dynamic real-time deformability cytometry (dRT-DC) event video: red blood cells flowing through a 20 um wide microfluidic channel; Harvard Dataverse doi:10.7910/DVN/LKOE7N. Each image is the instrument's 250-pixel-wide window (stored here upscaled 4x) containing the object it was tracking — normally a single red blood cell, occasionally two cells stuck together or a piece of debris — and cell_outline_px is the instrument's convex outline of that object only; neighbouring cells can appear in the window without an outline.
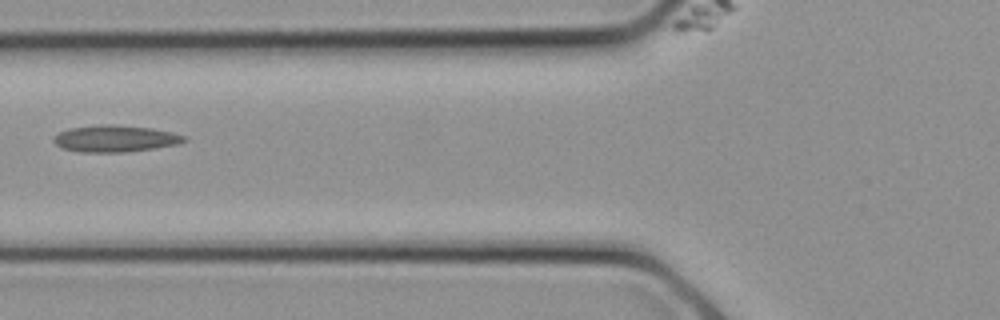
{"species": "common noctule bat (a hibernating species)", "species_latin": "Nyctalus noctula", "temperature_condition": "cold", "stored_images_in_passage": 14, "camera_frame_rate_fps": 3000, "um_per_image_px": 0.085, "animal": {"sex": "female", "body_mass_g": 21.9}, "frame": {"image": 1, "passage_image": 10, "time_ms": 3.0, "image_size_px": [1000, 320], "cell_outline_px": [[188, 140], [180, 144], [124, 152], [80, 152], [60, 148], [52, 140], [60, 132], [68, 128], [100, 124], [112, 124], [152, 128], [172, 132], [188, 136]], "centroid_in_image_um": [9.81, 11.77], "position_along_channel_um": 116.0, "area_um2": 20.46}}
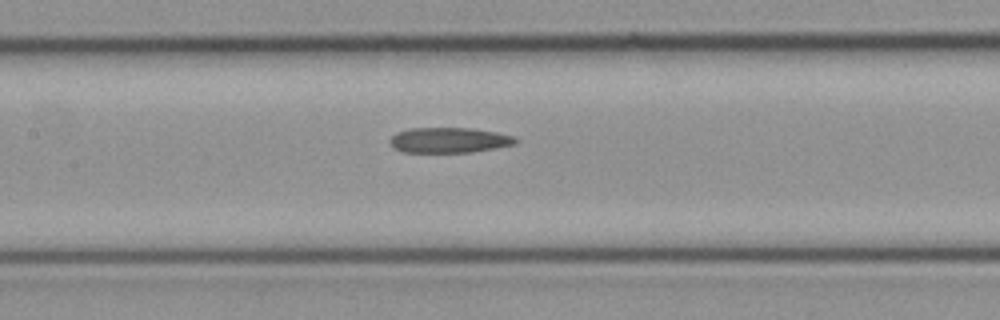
{"frame": {"image": 2, "passage_image": 12, "time_ms": 3.667, "image_size_px": [1000, 320], "cell_outline_px": [[520, 140], [516, 144], [496, 148], [472, 152], [400, 152], [392, 148], [388, 140], [396, 132], [412, 128], [468, 128], [496, 132], [516, 136]], "centroid_in_image_um": [38.18, 11.92], "position_along_channel_um": 169.2, "area_um2": 18.79}}
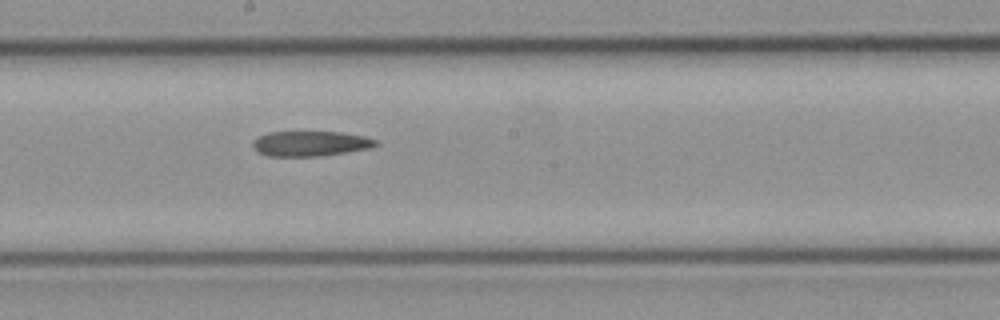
{"frame": {"image": 3, "passage_image": 14, "time_ms": 4.333, "image_size_px": [1000, 320], "cell_outline_px": [[380, 144], [368, 148], [324, 156], [268, 156], [256, 152], [252, 144], [252, 140], [268, 132], [340, 132], [364, 136], [376, 140]], "centroid_in_image_um": [26.36, 12.21], "position_along_channel_um": 221.8, "area_um2": 18.03}}